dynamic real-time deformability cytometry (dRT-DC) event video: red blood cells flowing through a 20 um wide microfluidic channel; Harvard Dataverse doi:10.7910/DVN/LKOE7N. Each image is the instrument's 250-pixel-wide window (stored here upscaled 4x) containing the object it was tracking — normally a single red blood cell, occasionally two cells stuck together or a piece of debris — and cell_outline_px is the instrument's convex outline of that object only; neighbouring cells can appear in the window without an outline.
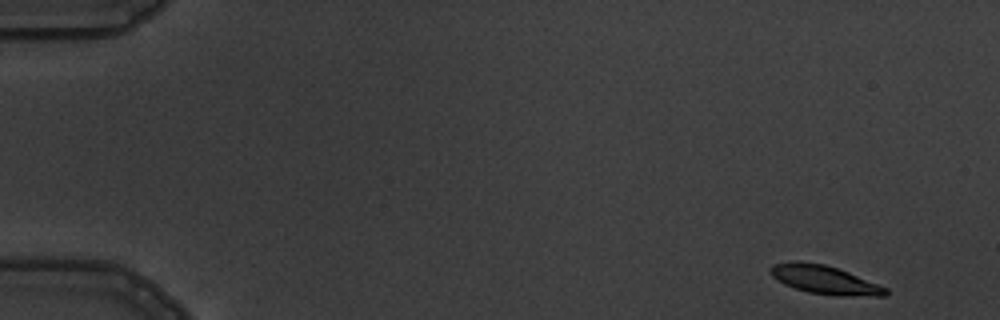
{"species": "common noctule bat (a hibernating species)", "species_latin": "Nyctalus noctula", "temperature_condition": "warm", "stored_images_in_passage": 6, "camera_frame_rate_fps": 3000, "um_per_image_px": 0.085, "animal": {"sex": "male", "body_mass_g": 19.5, "forearm_length_mm": 54.6}, "frame": {"image": 1, "passage_image": 1, "time_ms": 0.0, "image_size_px": [1000, 320], "cell_outline_px": [[888, 292], [884, 296], [836, 296], [808, 292], [784, 284], [772, 276], [768, 272], [768, 268], [772, 264], [796, 260], [800, 260], [824, 264], [848, 272], [888, 288]], "centroid_in_image_um": [70.05, 23.77], "position_along_channel_um": 14.9, "area_um2": 19.31}}
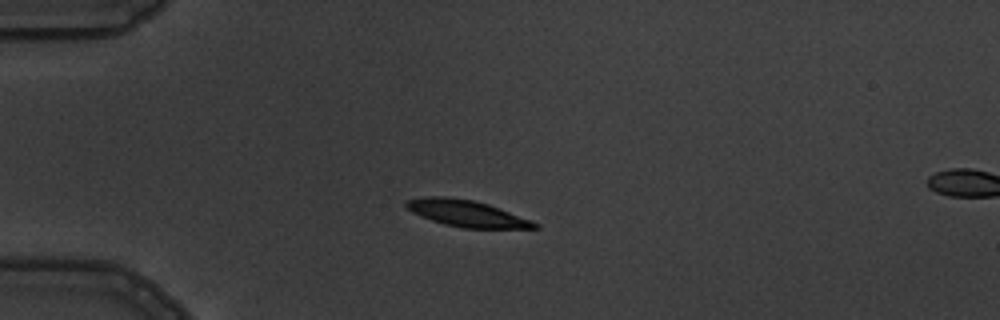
{"frame": {"image": 2, "passage_image": 4, "time_ms": 3.667, "image_size_px": [1000, 320], "cell_outline_px": [[540, 228], [464, 228], [444, 224], [420, 216], [412, 212], [404, 204], [404, 200], [424, 196], [444, 196], [472, 200], [488, 204], [532, 220], [540, 224]], "centroid_in_image_um": [39.65, 18.13], "position_along_channel_um": 45.3, "area_um2": 19.83}}